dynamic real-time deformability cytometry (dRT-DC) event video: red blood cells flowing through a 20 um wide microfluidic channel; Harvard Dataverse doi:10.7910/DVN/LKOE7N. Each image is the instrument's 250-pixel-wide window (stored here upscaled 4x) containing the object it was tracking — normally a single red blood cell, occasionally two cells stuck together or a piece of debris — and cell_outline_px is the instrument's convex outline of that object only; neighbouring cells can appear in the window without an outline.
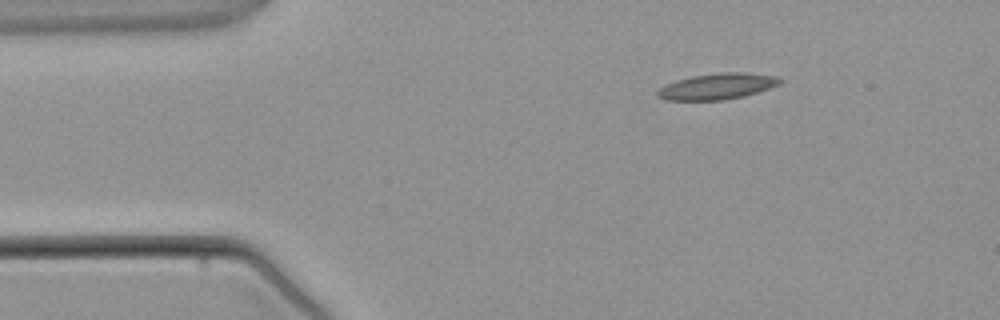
{"species": "common noctule bat (a hibernating species)", "species_latin": "Nyctalus noctula", "temperature_condition": "warm", "stored_images_in_passage": 2, "camera_frame_rate_fps": 3000, "um_per_image_px": 0.085, "animal": {"sex": "male", "body_mass_g": 21.5, "forearm_length_mm": 52.0}, "frame": {"image": 1, "passage_image": 1, "time_ms": 0.0, "image_size_px": [1000, 320], "cell_outline_px": [[784, 80], [780, 84], [744, 96], [724, 100], [664, 100], [656, 96], [656, 92], [664, 84], [676, 80], [692, 76], [720, 72], [748, 72], [780, 76]], "centroid_in_image_um": [60.98, 7.33], "position_along_channel_um": 24.0, "area_um2": 18.84}}
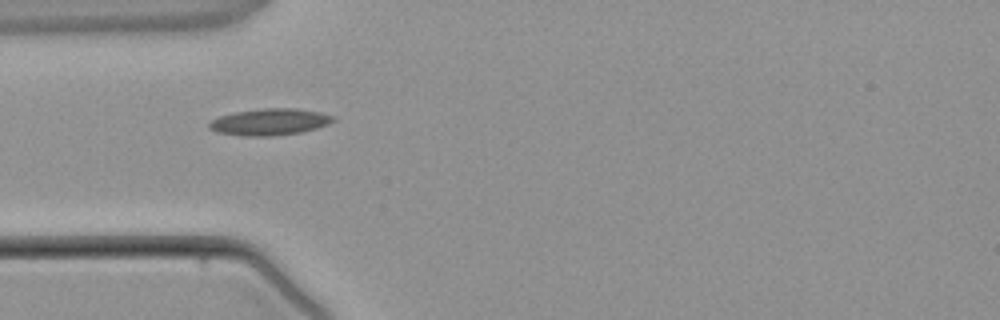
{"frame": {"image": 2, "passage_image": 2, "time_ms": 2.0, "image_size_px": [1000, 320], "cell_outline_px": [[336, 120], [328, 124], [316, 128], [300, 132], [268, 136], [244, 136], [220, 132], [208, 128], [208, 124], [212, 120], [220, 116], [236, 112], [264, 108], [296, 108], [320, 112], [336, 116]], "centroid_in_image_um": [22.97, 10.35], "position_along_channel_um": 62.0, "area_um2": 19.07}}